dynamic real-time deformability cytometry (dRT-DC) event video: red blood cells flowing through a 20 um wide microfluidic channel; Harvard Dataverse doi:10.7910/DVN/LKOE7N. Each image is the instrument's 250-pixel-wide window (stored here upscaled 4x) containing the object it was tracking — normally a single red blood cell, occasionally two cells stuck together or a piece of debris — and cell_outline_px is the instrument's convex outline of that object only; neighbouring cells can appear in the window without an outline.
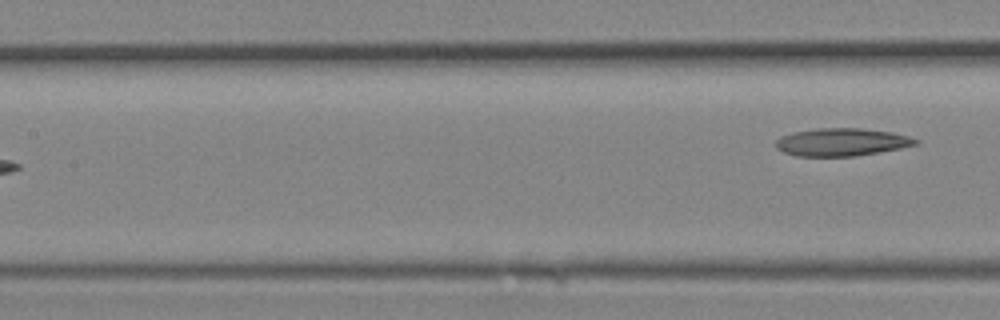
{"species": "Egyptian fruit bat (a non-hibernating species)", "species_latin": "Rousettus aegyptiacus", "temperature_condition": "room temperature", "stored_images_in_passage": 7, "segment_of_instrument_passage": [2, 2], "camera_frame_rate_fps": 3000, "um_per_image_px": 0.085, "animal": {"sex": "female"}, "frame": {"image": 1, "passage_image": 7, "time_ms": 2.0, "image_size_px": [1000, 320], "cell_outline_px": [[920, 144], [880, 152], [856, 156], [796, 156], [784, 152], [776, 148], [776, 140], [780, 136], [792, 132], [816, 128], [860, 128], [892, 132], [908, 136], [920, 140]], "centroid_in_image_um": [71.55, 12.07], "position_along_channel_um": 135.9, "area_um2": 22.77}}